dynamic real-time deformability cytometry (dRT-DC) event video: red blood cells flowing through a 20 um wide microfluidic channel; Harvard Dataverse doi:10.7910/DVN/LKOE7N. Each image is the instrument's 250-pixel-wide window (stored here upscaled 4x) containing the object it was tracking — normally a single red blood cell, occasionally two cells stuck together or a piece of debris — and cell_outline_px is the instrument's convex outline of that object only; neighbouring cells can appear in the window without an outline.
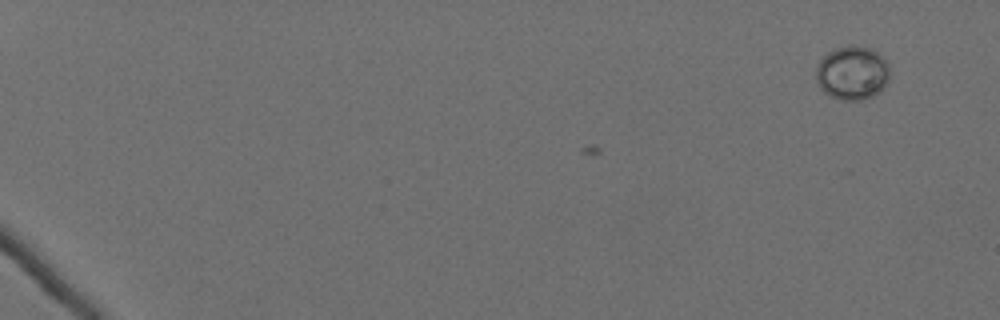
{"species": "Egyptian fruit bat (a non-hibernating species)", "species_latin": "Rousettus aegyptiacus", "temperature_condition": "cold", "stored_images_in_passage": 7, "camera_frame_rate_fps": 3000, "um_per_image_px": 0.085, "animal": {"sex": "female"}, "frame": {"image": 1, "passage_image": 7, "time_ms": 2.0, "image_size_px": [1000, 320], "cell_outline_px": [[888, 80], [884, 88], [872, 96], [860, 100], [844, 100], [832, 96], [824, 92], [820, 88], [816, 80], [816, 68], [820, 60], [828, 52], [836, 48], [848, 44], [852, 44], [872, 48], [884, 56], [888, 64]], "centroid_in_image_um": [72.45, 6.17], "position_along_channel_um": 12.5, "area_um2": 23.29}}